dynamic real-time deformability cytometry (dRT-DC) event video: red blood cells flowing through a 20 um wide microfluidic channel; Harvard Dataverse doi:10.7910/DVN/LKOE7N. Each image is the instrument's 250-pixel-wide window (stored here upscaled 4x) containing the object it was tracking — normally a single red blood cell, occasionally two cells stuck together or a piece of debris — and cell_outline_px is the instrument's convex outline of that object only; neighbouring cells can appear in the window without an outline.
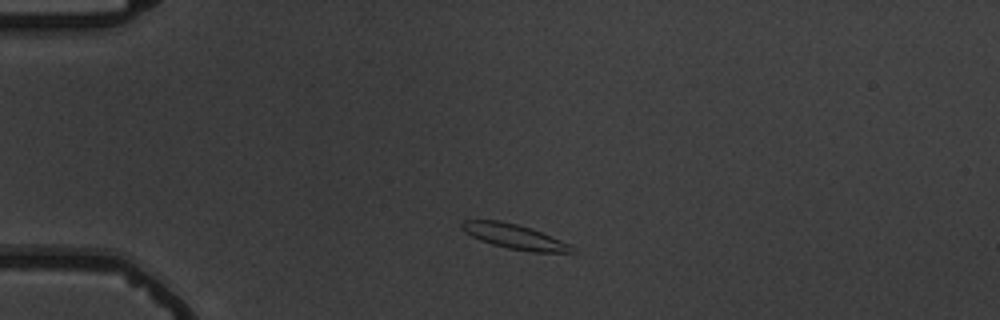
{"species": "common noctule bat (a hibernating species)", "species_latin": "Nyctalus noctula", "temperature_condition": "warm", "stored_images_in_passage": 2, "camera_frame_rate_fps": 3000, "um_per_image_px": 0.085, "animal": {"sex": "male", "body_mass_g": 19.5, "forearm_length_mm": 54.6}, "frame": {"image": 1, "passage_image": 1, "time_ms": 0.0, "image_size_px": [1000, 320], "cell_outline_px": [[576, 252], [532, 252], [508, 248], [492, 244], [480, 240], [472, 236], [460, 228], [460, 224], [464, 220], [500, 220], [532, 228], [560, 240], [568, 244]], "centroid_in_image_um": [43.68, 20.09], "position_along_channel_um": 41.3, "area_um2": 15.66}}